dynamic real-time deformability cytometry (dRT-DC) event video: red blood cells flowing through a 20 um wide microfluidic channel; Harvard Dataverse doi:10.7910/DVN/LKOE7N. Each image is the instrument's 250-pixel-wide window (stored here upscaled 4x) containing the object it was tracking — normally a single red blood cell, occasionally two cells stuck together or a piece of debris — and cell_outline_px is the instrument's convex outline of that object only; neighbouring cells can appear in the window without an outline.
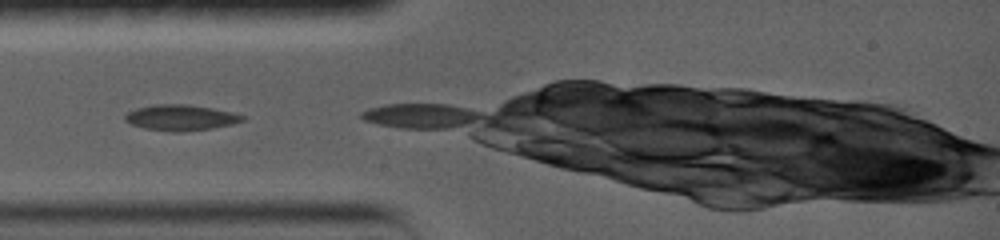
{"species": "common noctule bat (a hibernating species)", "species_latin": "Nyctalus noctula", "temperature_condition": "warm", "stored_images_in_passage": 20, "camera_frame_rate_fps": 5000, "um_per_image_px": 0.085, "animal": {"sex": "female", "body_mass_g": 19.0, "forearm_length_mm": 56.7}, "frame": {"image": 1, "passage_image": 1, "time_ms": 0.0, "image_size_px": [1000, 240], "cell_outline_px": [[244, 120], [232, 124], [212, 128], [184, 132], [172, 132], [144, 128], [132, 124], [124, 120], [124, 116], [128, 112], [140, 108], [156, 104], [176, 104], [208, 108], [228, 112], [244, 116]], "centroid_in_image_um": [15.32, 10.02], "position_along_channel_um": 69.7, "area_um2": 17.11}}